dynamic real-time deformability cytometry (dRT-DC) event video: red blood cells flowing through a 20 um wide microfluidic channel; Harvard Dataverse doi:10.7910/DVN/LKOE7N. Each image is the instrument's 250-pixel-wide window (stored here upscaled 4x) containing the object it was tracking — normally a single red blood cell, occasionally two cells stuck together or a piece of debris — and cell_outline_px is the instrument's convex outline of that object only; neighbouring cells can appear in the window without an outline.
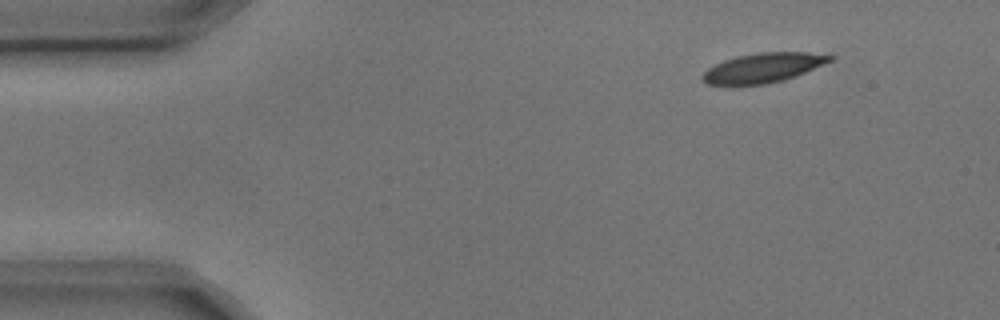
{"species": "common noctule bat (a hibernating species)", "species_latin": "Nyctalus noctula", "temperature_condition": "cold", "stored_images_in_passage": 3, "camera_frame_rate_fps": 3000, "um_per_image_px": 0.085, "animal": {"sex": "male", "body_mass_g": 17.9, "forearm_length_mm": 54.2}, "frame": {"image": 1, "passage_image": 1, "time_ms": 0.0, "image_size_px": [1000, 320], "cell_outline_px": [[836, 56], [832, 60], [796, 76], [784, 80], [764, 84], [708, 84], [700, 80], [700, 76], [708, 68], [724, 60], [736, 56], [760, 52], [808, 52]], "centroid_in_image_um": [64.86, 5.75], "position_along_channel_um": 20.1, "area_um2": 21.79}}